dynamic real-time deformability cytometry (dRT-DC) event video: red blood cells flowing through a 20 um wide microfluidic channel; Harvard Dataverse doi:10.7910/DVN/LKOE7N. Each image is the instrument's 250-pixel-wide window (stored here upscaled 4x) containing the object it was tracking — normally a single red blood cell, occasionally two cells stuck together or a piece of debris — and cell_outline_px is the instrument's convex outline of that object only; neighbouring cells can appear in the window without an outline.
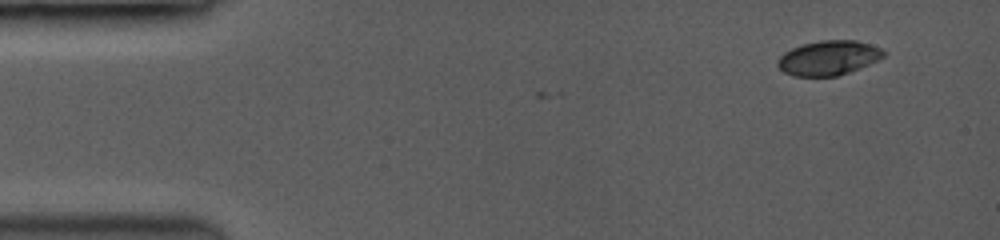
{"species": "common noctule bat (a hibernating species)", "species_latin": "Nyctalus noctula", "temperature_condition": "room temperature", "stored_images_in_passage": 2, "camera_frame_rate_fps": 3500, "um_per_image_px": 0.085, "animal": {"sex": "female", "body_mass_g": 19.0, "forearm_length_mm": 53.3}, "frame": {"image": 1, "passage_image": 2, "time_ms": 0.286, "image_size_px": [1000, 240], "cell_outline_px": [[884, 56], [876, 60], [848, 72], [836, 76], [796, 76], [784, 72], [776, 64], [780, 56], [784, 52], [792, 48], [804, 44], [824, 40], [856, 40], [880, 48], [884, 52]], "centroid_in_image_um": [70.38, 4.92], "position_along_channel_um": 14.6, "area_um2": 20.87}}